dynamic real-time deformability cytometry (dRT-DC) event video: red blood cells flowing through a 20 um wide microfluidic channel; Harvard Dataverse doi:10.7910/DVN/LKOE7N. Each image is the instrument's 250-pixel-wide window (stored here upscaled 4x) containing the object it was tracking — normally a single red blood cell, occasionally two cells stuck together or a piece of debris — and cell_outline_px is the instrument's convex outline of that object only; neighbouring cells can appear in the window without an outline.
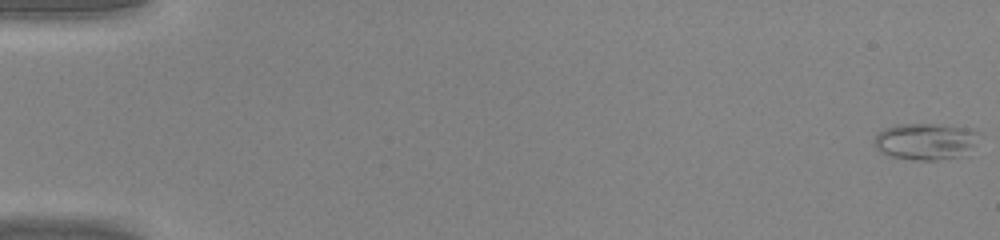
{"species": "common noctule bat (a hibernating species)", "species_latin": "Nyctalus noctula", "temperature_condition": "warm", "stored_images_in_passage": 46, "camera_frame_rate_fps": 3000, "um_per_image_px": 0.085, "animal": {"sex": "male", "body_mass_g": 20.0, "forearm_length_mm": 53.3}, "frame": {"image": 1, "passage_image": 1, "time_ms": 0.0, "image_size_px": [1000, 240], "cell_outline_px": [[984, 136], [956, 156], [936, 160], [916, 160], [892, 156], [880, 152], [872, 144], [876, 136], [884, 128], [896, 124], [932, 124], [972, 128]], "centroid_in_image_um": [78.63, 11.99], "position_along_channel_um": 6.4, "area_um2": 22.08}}
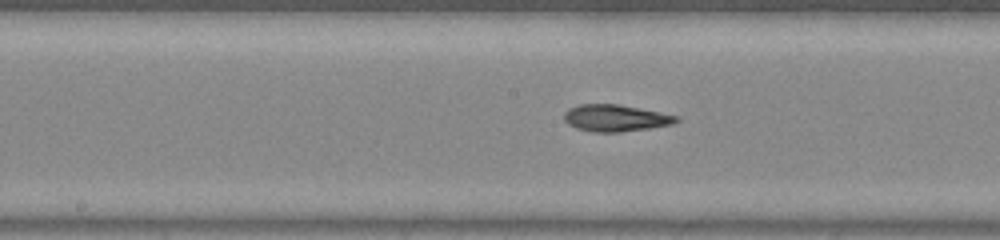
{"frame": {"image": 2, "passage_image": 25, "time_ms": 8.0, "image_size_px": [1000, 240], "cell_outline_px": [[680, 120], [672, 124], [648, 128], [620, 132], [592, 132], [576, 128], [568, 124], [564, 120], [564, 112], [568, 108], [580, 104], [620, 104], [676, 116]], "centroid_in_image_um": [52.25, 10.03], "position_along_channel_um": 195.9, "area_um2": 17.4}}
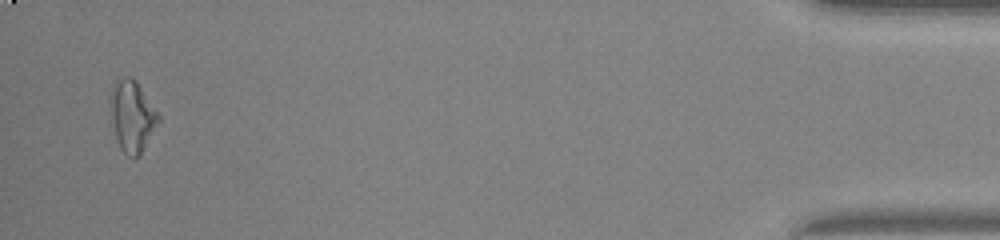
{"frame": {"image": 3, "passage_image": 45, "time_ms": 14.667, "image_size_px": [1000, 240], "cell_outline_px": [[160, 120], [140, 156], [128, 156], [120, 148], [116, 140], [112, 120], [112, 84], [124, 76], [132, 76], [136, 80], [160, 116]], "centroid_in_image_um": [11.26, 9.88], "position_along_channel_um": 423.9, "area_um2": 19.59}}